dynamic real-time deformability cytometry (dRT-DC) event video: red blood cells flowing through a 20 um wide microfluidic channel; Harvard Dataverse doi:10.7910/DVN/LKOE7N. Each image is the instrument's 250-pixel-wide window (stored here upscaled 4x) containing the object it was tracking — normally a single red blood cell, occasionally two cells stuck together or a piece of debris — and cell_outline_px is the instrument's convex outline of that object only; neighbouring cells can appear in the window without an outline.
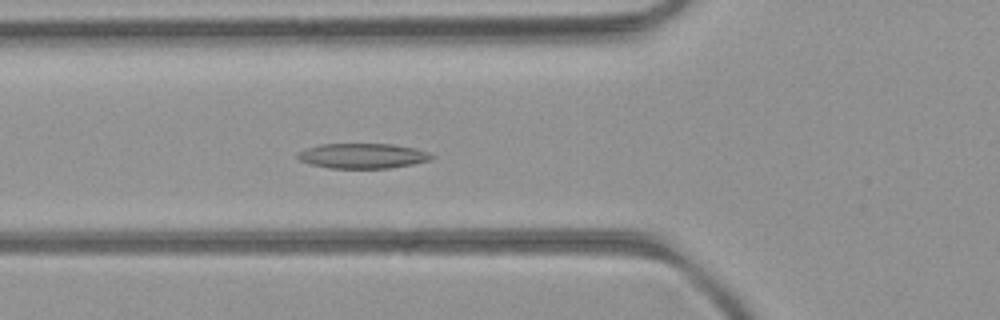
{"species": "common noctule bat (a hibernating species)", "species_latin": "Nyctalus noctula", "temperature_condition": "room temperature", "stored_images_in_passage": 43, "camera_frame_rate_fps": 3000, "um_per_image_px": 0.085, "animal": {"sex": "female", "body_mass_g": 21.9}, "frame": {"image": 1, "passage_image": 9, "time_ms": 2.667, "image_size_px": [1000, 320], "cell_outline_px": [[436, 156], [428, 160], [412, 164], [388, 168], [328, 168], [312, 164], [300, 160], [296, 156], [296, 152], [320, 144], [392, 144], [416, 148], [428, 152]], "centroid_in_image_um": [30.82, 13.24], "position_along_channel_um": 95.0, "area_um2": 19.48}}
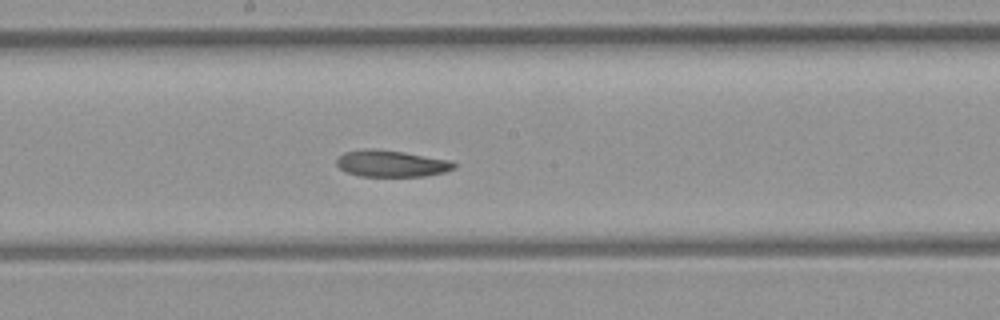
{"frame": {"image": 2, "passage_image": 18, "time_ms": 5.667, "image_size_px": [1000, 320], "cell_outline_px": [[456, 168], [444, 172], [424, 176], [360, 176], [348, 172], [340, 168], [336, 164], [336, 156], [344, 152], [364, 148], [372, 148], [404, 152], [452, 160], [456, 164]], "centroid_in_image_um": [33.26, 13.89], "position_along_channel_um": 214.9, "area_um2": 18.38}}
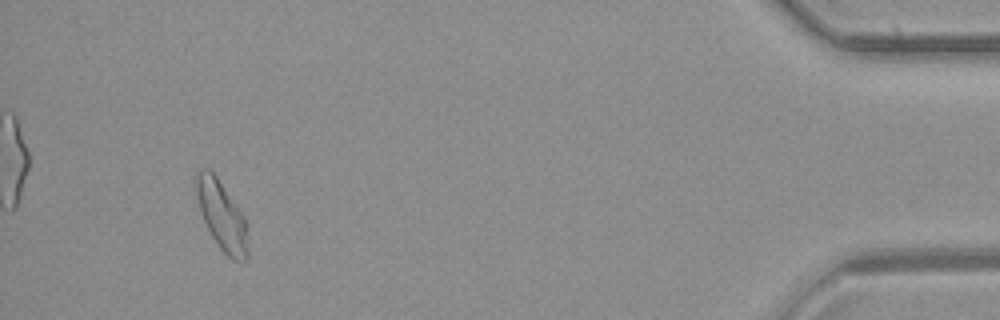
{"frame": {"image": 3, "passage_image": 39, "time_ms": 12.667, "image_size_px": [1000, 320], "cell_outline_px": [[248, 260], [244, 264], [240, 264], [232, 260], [220, 248], [212, 236], [200, 212], [196, 196], [196, 172], [204, 168], [208, 168], [216, 176], [244, 216], [248, 248]], "centroid_in_image_um": [18.86, 18.38], "position_along_channel_um": 416.3, "area_um2": 20.69}, "authors_computed_cell_mechanics": {"area_um2": 19.2474, "velocity_mm_per_s": 3.9795, "shape_relaxation_time_tau1_ms": 9.1906, "shape_relaxation_time_tau2_ms": 5.5106, "deformation_change_tau1": 0.186, "deformation_change_tau2": 0.1166}}